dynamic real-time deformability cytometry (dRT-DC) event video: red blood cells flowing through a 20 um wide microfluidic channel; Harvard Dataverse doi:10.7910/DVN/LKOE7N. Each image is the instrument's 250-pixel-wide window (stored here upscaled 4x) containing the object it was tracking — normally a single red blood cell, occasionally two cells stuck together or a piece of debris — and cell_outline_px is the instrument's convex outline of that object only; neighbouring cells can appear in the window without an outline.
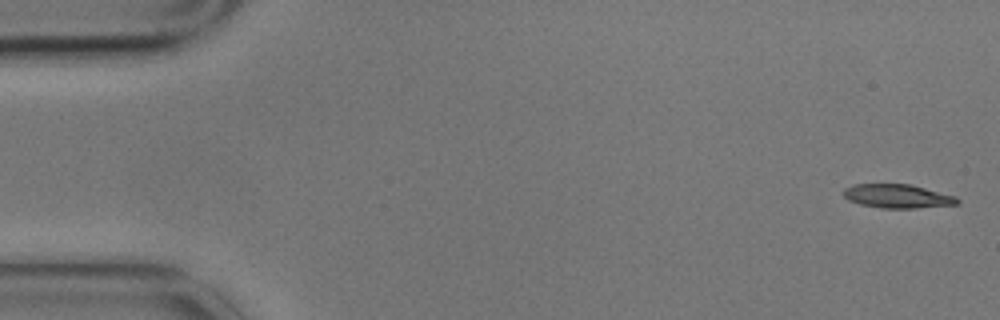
{"species": "common noctule bat (a hibernating species)", "species_latin": "Nyctalus noctula", "temperature_condition": "cold", "stored_images_in_passage": 8, "camera_frame_rate_fps": 3000, "um_per_image_px": 0.085, "animal": {"sex": "male", "body_mass_g": 17.9}, "frame": {"image": 1, "passage_image": 1, "time_ms": 0.0, "image_size_px": [1000, 320], "cell_outline_px": [[960, 204], [916, 208], [880, 208], [860, 204], [848, 200], [844, 196], [844, 188], [852, 184], [912, 184], [956, 196], [960, 200]], "centroid_in_image_um": [76.31, 16.67], "position_along_channel_um": 8.7, "area_um2": 15.95}}
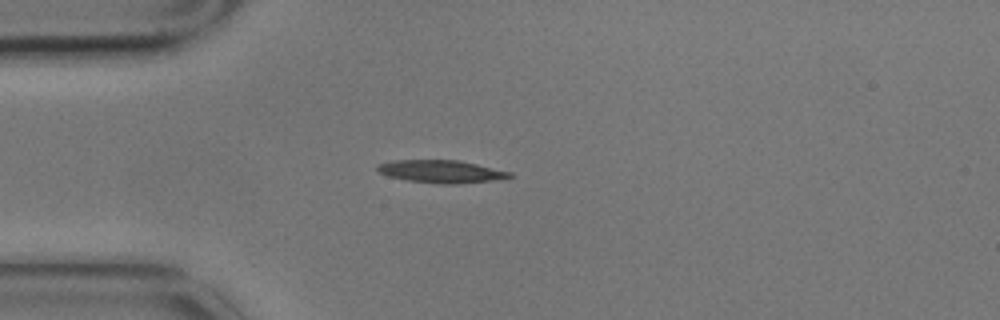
{"frame": {"image": 2, "passage_image": 4, "time_ms": 1.0, "image_size_px": [1000, 320], "cell_outline_px": [[512, 176], [492, 180], [456, 184], [444, 184], [408, 180], [388, 176], [380, 172], [376, 168], [376, 164], [396, 160], [460, 160], [512, 172]], "centroid_in_image_um": [37.49, 14.56], "position_along_channel_um": 47.5, "area_um2": 17.28}}